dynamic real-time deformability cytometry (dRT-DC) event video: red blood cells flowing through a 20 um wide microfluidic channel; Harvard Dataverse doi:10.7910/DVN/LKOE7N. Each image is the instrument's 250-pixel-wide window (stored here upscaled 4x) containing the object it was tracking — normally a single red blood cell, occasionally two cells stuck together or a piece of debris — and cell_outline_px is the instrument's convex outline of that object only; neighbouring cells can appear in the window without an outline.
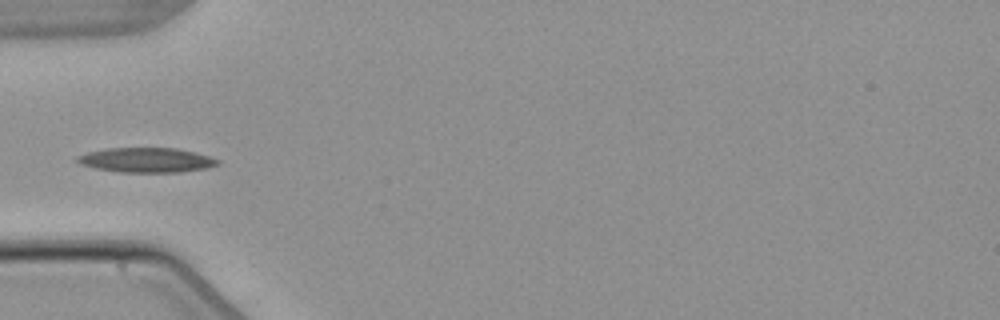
{"species": "common noctule bat (a hibernating species)", "species_latin": "Nyctalus noctula", "temperature_condition": "warm", "stored_images_in_passage": 6, "camera_frame_rate_fps": 3000, "um_per_image_px": 0.085, "animal": {"sex": "male", "body_mass_g": 21.5, "forearm_length_mm": 52.0}, "frame": {"image": 1, "passage_image": 6, "time_ms": 6.0, "image_size_px": [1000, 320], "cell_outline_px": [[220, 164], [208, 168], [180, 172], [120, 172], [96, 168], [80, 164], [72, 160], [76, 156], [88, 152], [108, 148], [176, 148], [196, 152], [220, 160]], "centroid_in_image_um": [12.44, 13.6], "position_along_channel_um": 72.6, "area_um2": 20.35}}